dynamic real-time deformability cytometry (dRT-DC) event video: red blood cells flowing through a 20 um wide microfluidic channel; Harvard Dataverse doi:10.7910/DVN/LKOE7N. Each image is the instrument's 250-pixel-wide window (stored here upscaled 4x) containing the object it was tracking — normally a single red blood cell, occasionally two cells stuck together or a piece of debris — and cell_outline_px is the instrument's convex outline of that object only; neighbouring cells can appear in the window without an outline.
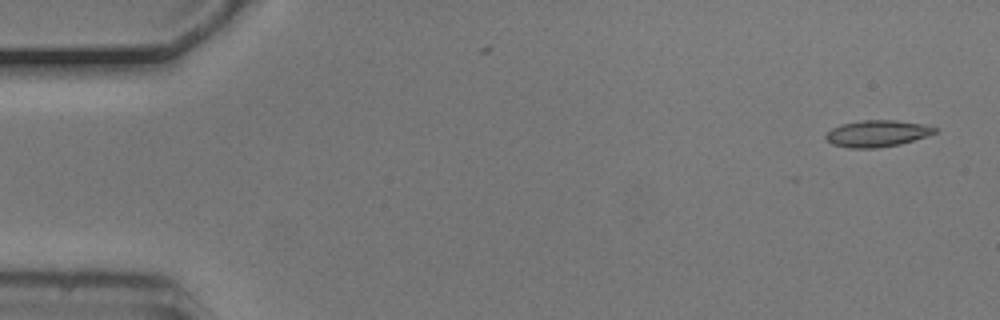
{"species": "common noctule bat (a hibernating species)", "species_latin": "Nyctalus noctula", "temperature_condition": "cold", "stored_images_in_passage": 6, "camera_frame_rate_fps": 3000, "um_per_image_px": 0.085, "animal": {"sex": "male", "body_mass_g": 20.5, "forearm_length_mm": 52.5}, "frame": {"image": 1, "passage_image": 1, "time_ms": 0.0, "image_size_px": [1000, 320], "cell_outline_px": [[936, 132], [928, 136], [900, 144], [876, 148], [848, 148], [832, 144], [824, 136], [832, 128], [840, 124], [864, 120], [896, 120], [924, 124], [936, 128]], "centroid_in_image_um": [74.56, 11.35], "position_along_channel_um": 10.4, "area_um2": 16.88}}
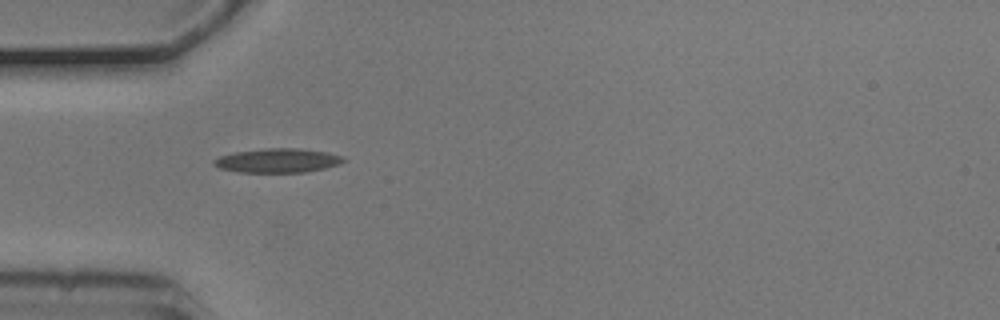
{"frame": {"image": 2, "passage_image": 5, "time_ms": 1.333, "image_size_px": [1000, 320], "cell_outline_px": [[348, 160], [340, 164], [324, 168], [304, 172], [240, 172], [220, 168], [212, 164], [212, 160], [220, 156], [236, 152], [264, 148], [296, 148], [328, 152], [344, 156]], "centroid_in_image_um": [23.64, 13.64], "position_along_channel_um": 61.4, "area_um2": 18.26}}